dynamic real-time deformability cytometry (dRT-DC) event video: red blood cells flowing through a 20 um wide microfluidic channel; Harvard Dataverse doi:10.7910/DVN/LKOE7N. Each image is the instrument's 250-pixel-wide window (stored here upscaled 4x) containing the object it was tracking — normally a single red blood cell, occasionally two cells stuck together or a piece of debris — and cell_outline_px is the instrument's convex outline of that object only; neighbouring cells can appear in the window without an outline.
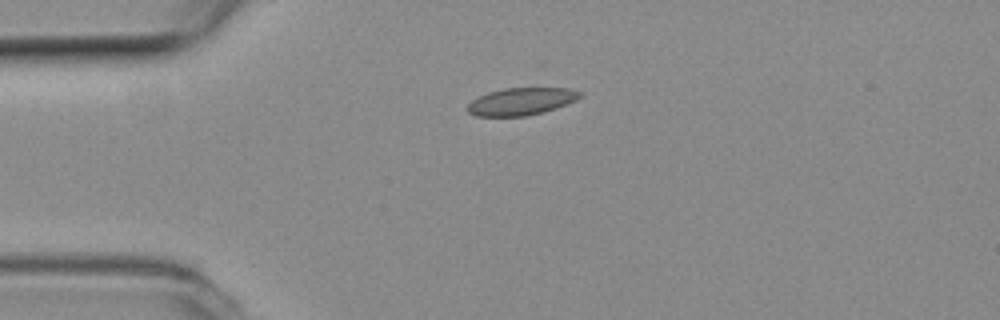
{"species": "common noctule bat (a hibernating species)", "species_latin": "Nyctalus noctula", "temperature_condition": "room temperature", "stored_images_in_passage": 7, "camera_frame_rate_fps": 3000, "um_per_image_px": 0.085, "animal": {"sex": "female", "body_mass_g": 19.3, "forearm_length_mm": 54.1}, "frame": {"image": 1, "passage_image": 1, "time_ms": 0.0, "image_size_px": [1000, 320], "cell_outline_px": [[580, 96], [576, 100], [556, 108], [544, 112], [528, 116], [476, 116], [468, 112], [468, 104], [472, 100], [488, 92], [504, 88], [568, 88], [580, 92]], "centroid_in_image_um": [44.29, 8.63], "position_along_channel_um": 40.7, "area_um2": 17.8}}
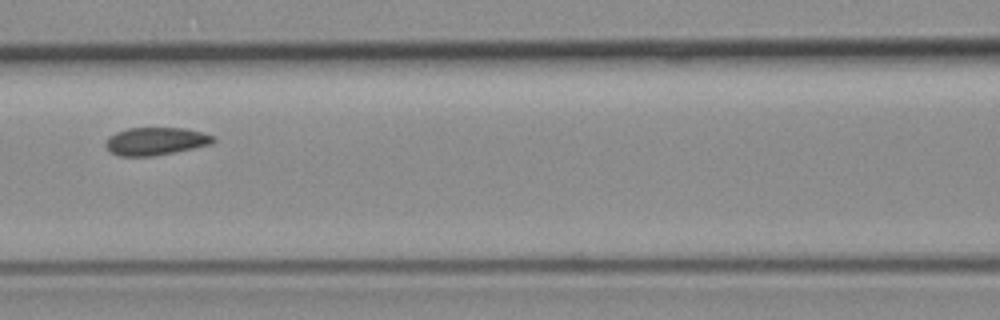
{"frame": {"image": 2, "passage_image": 4, "time_ms": 1.0, "image_size_px": [1000, 320], "cell_outline_px": [[216, 140], [212, 144], [152, 156], [120, 156], [112, 152], [104, 144], [108, 136], [116, 132], [128, 128], [184, 128], [216, 136]], "centroid_in_image_um": [13.23, 11.99], "position_along_channel_um": 153.4, "area_um2": 17.28}}
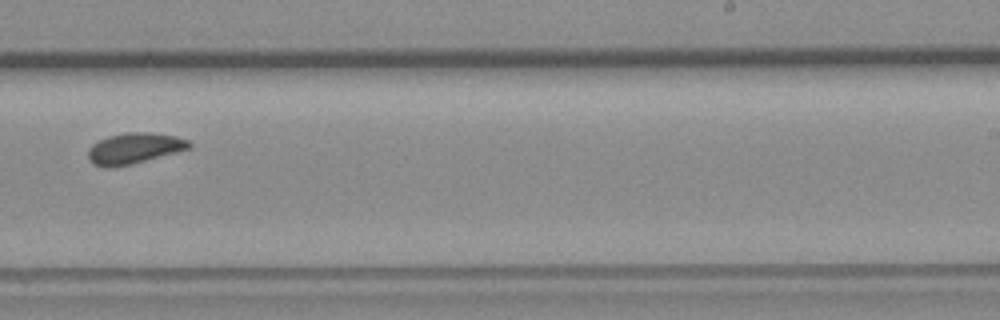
{"frame": {"image": 3, "passage_image": 7, "time_ms": 2.0, "image_size_px": [1000, 320], "cell_outline_px": [[192, 148], [132, 164], [112, 168], [104, 168], [92, 164], [88, 160], [88, 148], [92, 144], [108, 136], [128, 132], [152, 132], [176, 136], [188, 140], [192, 144]], "centroid_in_image_um": [11.4, 12.62], "position_along_channel_um": 277.6, "area_um2": 18.44}}